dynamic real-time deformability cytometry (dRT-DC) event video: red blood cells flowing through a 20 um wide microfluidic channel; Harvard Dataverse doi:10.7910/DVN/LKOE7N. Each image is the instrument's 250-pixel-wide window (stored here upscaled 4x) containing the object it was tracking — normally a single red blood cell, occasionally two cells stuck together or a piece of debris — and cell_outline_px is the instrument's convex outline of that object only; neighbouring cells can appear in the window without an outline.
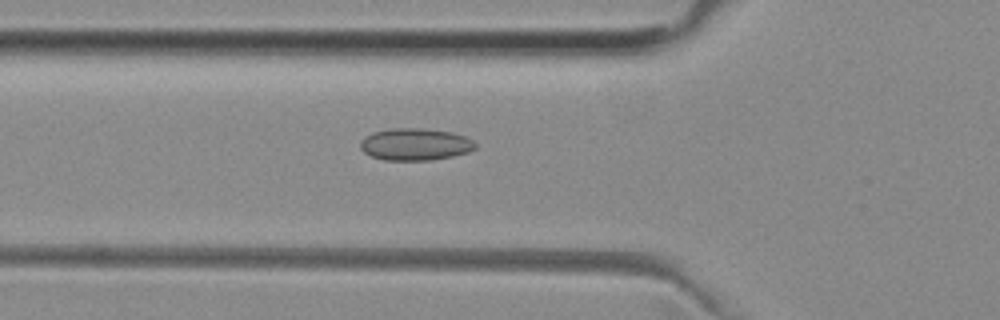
{"species": "common noctule bat (a hibernating species)", "species_latin": "Nyctalus noctula", "temperature_condition": "room temperature", "stored_images_in_passage": 42, "camera_frame_rate_fps": 3000, "um_per_image_px": 0.085, "animal": {"sex": "female", "body_mass_g": 29.2, "forearm_length_mm": 56.3}, "frame": {"image": 1, "passage_image": 8, "time_ms": 2.333, "image_size_px": [1000, 320], "cell_outline_px": [[476, 148], [468, 152], [452, 156], [432, 160], [384, 160], [372, 156], [364, 152], [360, 148], [360, 140], [372, 132], [392, 128], [420, 128], [452, 132], [464, 136], [472, 140], [476, 144]], "centroid_in_image_um": [35.28, 12.26], "position_along_channel_um": 90.5, "area_um2": 21.5}}
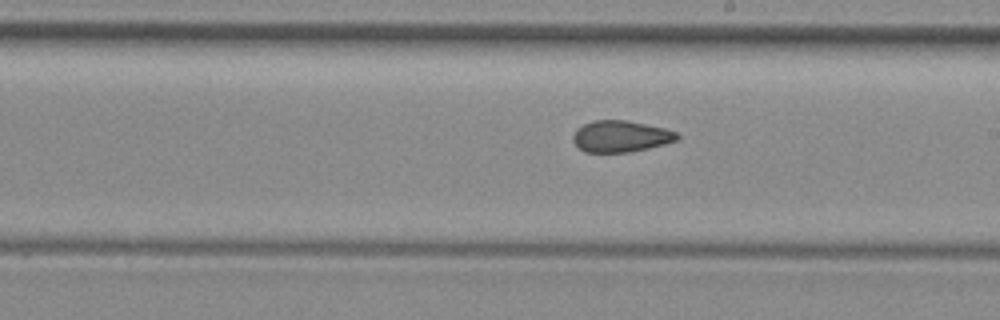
{"frame": {"image": 2, "passage_image": 19, "time_ms": 6.0, "image_size_px": [1000, 320], "cell_outline_px": [[680, 136], [676, 140], [664, 144], [648, 148], [628, 152], [584, 152], [572, 140], [572, 136], [576, 128], [592, 120], [624, 120], [664, 128], [676, 132]], "centroid_in_image_um": [52.72, 11.58], "position_along_channel_um": 236.3, "area_um2": 18.96}}
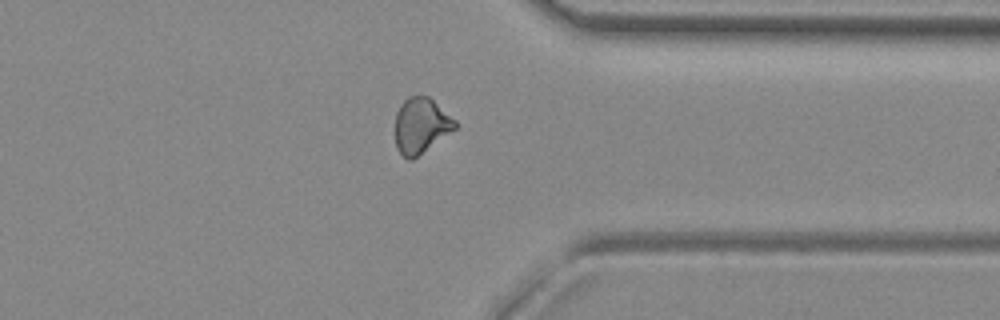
{"frame": {"image": 3, "passage_image": 30, "time_ms": 9.667, "image_size_px": [1000, 320], "cell_outline_px": [[456, 128], [412, 160], [408, 160], [396, 148], [396, 112], [400, 104], [408, 96], [420, 92], [428, 96], [456, 120]], "centroid_in_image_um": [35.77, 10.62], "position_along_channel_um": 375.6, "area_um2": 19.42}, "authors_computed_cell_mechanics": {"area_um2": 19.5942, "velocity_mm_per_s": 3.9665, "shape_relaxation_time_tau1_ms": null, "shape_relaxation_time_tau2_ms": 2.5432, "deformation_change_tau1": null, "deformation_change_tau2": 0.0873}}